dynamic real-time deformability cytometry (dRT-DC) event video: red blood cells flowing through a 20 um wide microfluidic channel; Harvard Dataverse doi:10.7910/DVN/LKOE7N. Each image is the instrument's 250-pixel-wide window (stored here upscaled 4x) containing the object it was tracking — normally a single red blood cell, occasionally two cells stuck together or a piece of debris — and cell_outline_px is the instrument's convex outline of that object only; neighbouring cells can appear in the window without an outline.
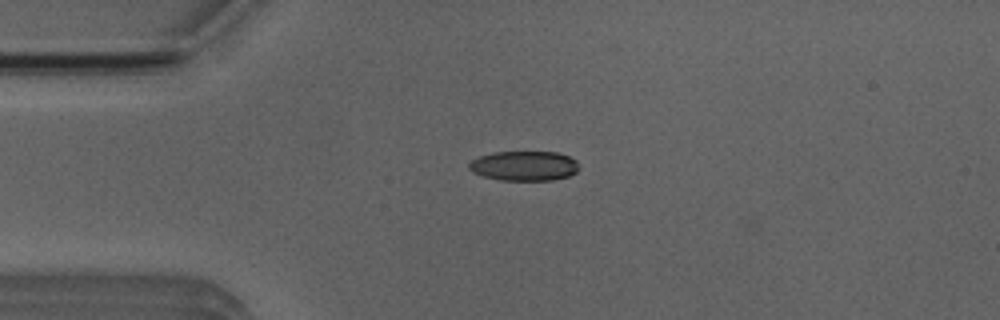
{"species": "Egyptian fruit bat (a non-hibernating species)", "species_latin": "Rousettus aegyptiacus", "temperature_condition": "room temperature", "stored_images_in_passage": 2, "camera_frame_rate_fps": 3000, "um_per_image_px": 0.085, "animal": {"sex": "male"}, "frame": {"image": 1, "passage_image": 1, "time_ms": 0.0, "image_size_px": [1000, 320], "cell_outline_px": [[580, 168], [576, 172], [568, 176], [552, 180], [500, 180], [484, 176], [472, 172], [468, 168], [468, 164], [472, 160], [480, 156], [492, 152], [556, 152], [568, 156], [576, 160]], "centroid_in_image_um": [44.56, 14.1], "position_along_channel_um": 40.4, "area_um2": 19.07}}